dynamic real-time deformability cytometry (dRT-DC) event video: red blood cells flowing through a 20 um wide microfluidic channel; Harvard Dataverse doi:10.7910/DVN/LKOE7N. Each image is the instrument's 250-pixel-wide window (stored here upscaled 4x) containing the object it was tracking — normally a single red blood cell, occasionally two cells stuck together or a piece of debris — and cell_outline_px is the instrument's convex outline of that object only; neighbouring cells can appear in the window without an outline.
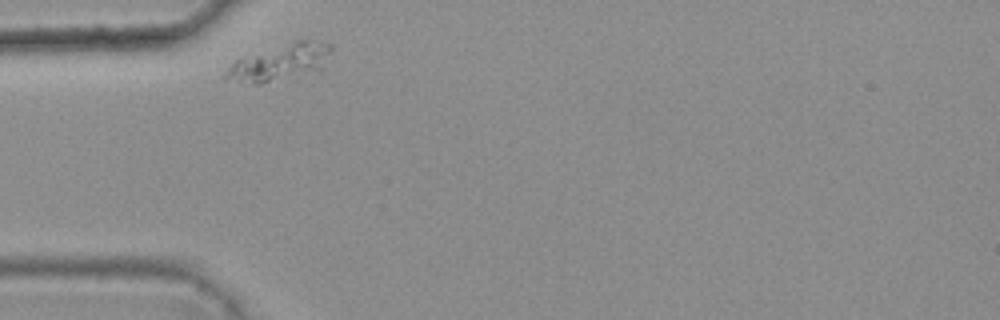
{"species": "common noctule bat (a hibernating species)", "species_latin": "Nyctalus noctula", "temperature_condition": "warm", "stored_images_in_passage": 2, "camera_frame_rate_fps": 3000, "um_per_image_px": 0.085, "animal": {"sex": "female", "body_mass_g": 25.1}, "frame": {"image": 1, "passage_image": 1, "time_ms": 0.0, "image_size_px": [1000, 320], "cell_outline_px": [[332, 48], [324, 68], [320, 72], [260, 84], [256, 84], [220, 76], [236, 60], [292, 40], [308, 40], [332, 44]], "centroid_in_image_um": [23.89, 5.3], "position_along_channel_um": 61.1, "area_um2": 22.43}}